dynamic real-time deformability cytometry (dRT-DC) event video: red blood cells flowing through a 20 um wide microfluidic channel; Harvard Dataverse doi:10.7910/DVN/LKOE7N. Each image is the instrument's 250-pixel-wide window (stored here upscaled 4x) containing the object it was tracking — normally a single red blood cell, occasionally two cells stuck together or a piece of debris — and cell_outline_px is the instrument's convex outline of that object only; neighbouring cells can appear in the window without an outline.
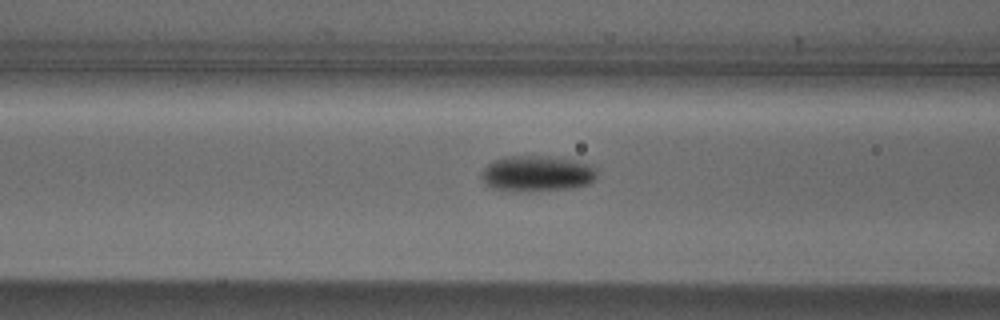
{"species": "Egyptian fruit bat (a non-hibernating species)", "species_latin": "Rousettus aegyptiacus", "temperature_condition": "cold", "stored_images_in_passage": 12, "camera_frame_rate_fps": 3000, "um_per_image_px": 0.085, "animal": {"sex": "male"}, "frame": {"image": 1, "passage_image": 10, "time_ms": 3.0, "image_size_px": [1000, 320], "cell_outline_px": [[596, 176], [588, 184], [572, 188], [492, 188], [484, 184], [480, 176], [480, 172], [488, 164], [496, 160], [508, 156], [548, 156], [576, 160], [592, 164], [596, 168]], "centroid_in_image_um": [45.67, 14.69], "position_along_channel_um": 120.9, "area_um2": 23.18}}